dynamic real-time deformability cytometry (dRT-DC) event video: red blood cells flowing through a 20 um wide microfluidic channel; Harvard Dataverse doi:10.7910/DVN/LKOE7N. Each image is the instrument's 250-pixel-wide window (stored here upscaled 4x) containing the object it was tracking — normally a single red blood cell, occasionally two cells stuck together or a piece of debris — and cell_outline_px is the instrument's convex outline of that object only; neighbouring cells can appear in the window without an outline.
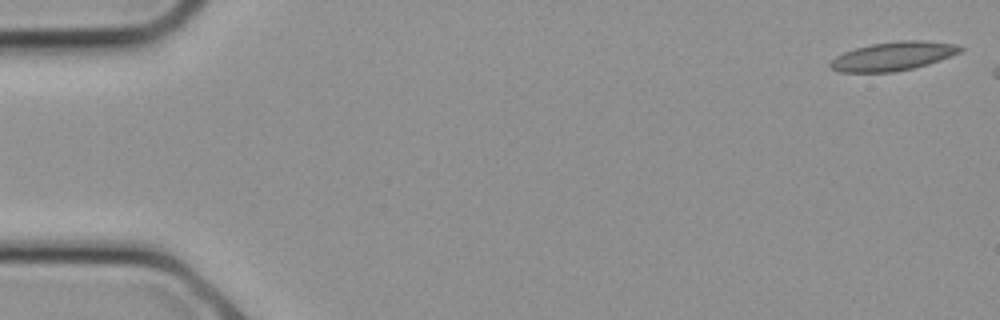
{"species": "common noctule bat (a hibernating species)", "species_latin": "Nyctalus noctula", "temperature_condition": "cold", "stored_images_in_passage": 4, "camera_frame_rate_fps": 3000, "um_per_image_px": 0.085, "animal": {"sex": "female", "body_mass_g": 21.9}, "frame": {"image": 1, "passage_image": 1, "time_ms": 0.0, "image_size_px": [1000, 320], "cell_outline_px": [[964, 48], [960, 52], [940, 60], [928, 64], [912, 68], [892, 72], [840, 72], [828, 68], [828, 64], [836, 56], [844, 52], [856, 48], [872, 44], [900, 40], [920, 40], [956, 44]], "centroid_in_image_um": [75.89, 4.78], "position_along_channel_um": 9.1, "area_um2": 21.68}}